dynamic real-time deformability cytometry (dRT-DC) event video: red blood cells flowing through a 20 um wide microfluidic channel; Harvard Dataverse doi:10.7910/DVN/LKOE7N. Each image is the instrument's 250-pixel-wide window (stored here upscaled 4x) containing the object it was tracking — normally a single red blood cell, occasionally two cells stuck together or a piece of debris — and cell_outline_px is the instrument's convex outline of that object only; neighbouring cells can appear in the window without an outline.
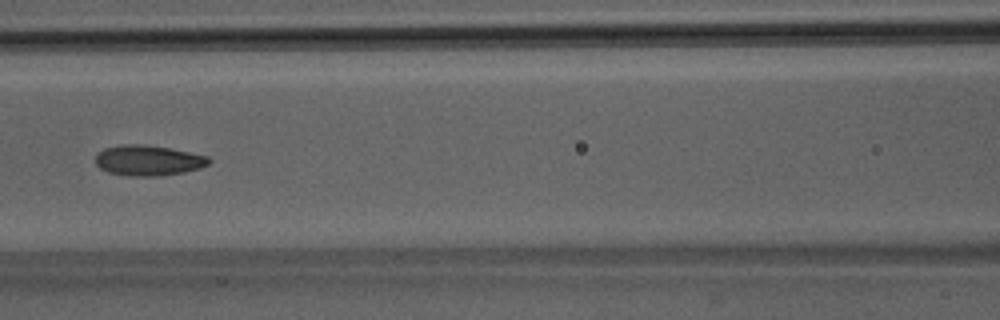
{"species": "Egyptian fruit bat (a non-hibernating species)", "species_latin": "Rousettus aegyptiacus", "temperature_condition": "room temperature", "stored_images_in_passage": 6, "camera_frame_rate_fps": 3000, "um_per_image_px": 0.085, "animal": {"sex": "male"}, "frame": {"image": 1, "passage_image": 6, "time_ms": 5.667, "image_size_px": [1000, 320], "cell_outline_px": [[212, 160], [208, 164], [200, 168], [184, 172], [160, 176], [132, 176], [108, 172], [100, 168], [96, 164], [96, 152], [104, 148], [120, 144], [144, 144], [168, 148], [208, 156]], "centroid_in_image_um": [12.58, 13.63], "position_along_channel_um": 154.0, "area_um2": 20.17}}